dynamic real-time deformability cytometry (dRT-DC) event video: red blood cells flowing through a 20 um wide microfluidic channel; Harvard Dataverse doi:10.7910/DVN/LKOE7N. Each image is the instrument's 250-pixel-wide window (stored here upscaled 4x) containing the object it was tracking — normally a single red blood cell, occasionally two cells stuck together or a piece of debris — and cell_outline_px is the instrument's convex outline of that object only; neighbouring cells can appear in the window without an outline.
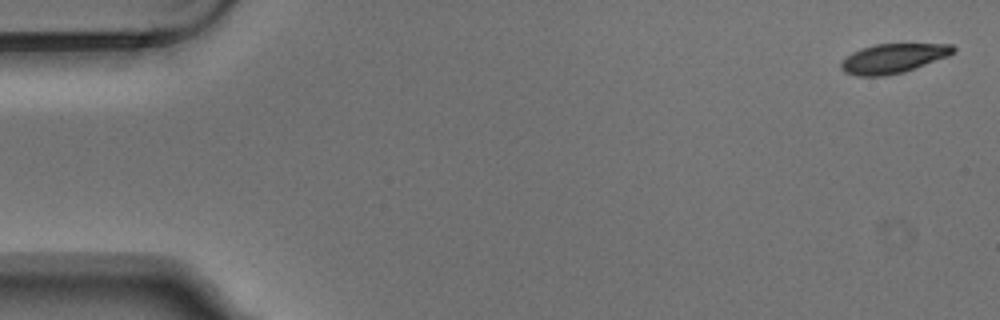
{"species": "Egyptian fruit bat (a non-hibernating species)", "species_latin": "Rousettus aegyptiacus", "temperature_condition": "warm", "stored_images_in_passage": 5, "camera_frame_rate_fps": 3000, "um_per_image_px": 0.085, "animal": {"sex": "male"}, "frame": {"image": 1, "passage_image": 1, "time_ms": 0.0, "image_size_px": [1000, 320], "cell_outline_px": [[956, 52], [948, 56], [904, 72], [884, 76], [856, 76], [844, 72], [840, 68], [840, 64], [852, 52], [876, 44], [952, 44], [956, 48]], "centroid_in_image_um": [75.94, 4.97], "position_along_channel_um": 9.1, "area_um2": 19.13}}
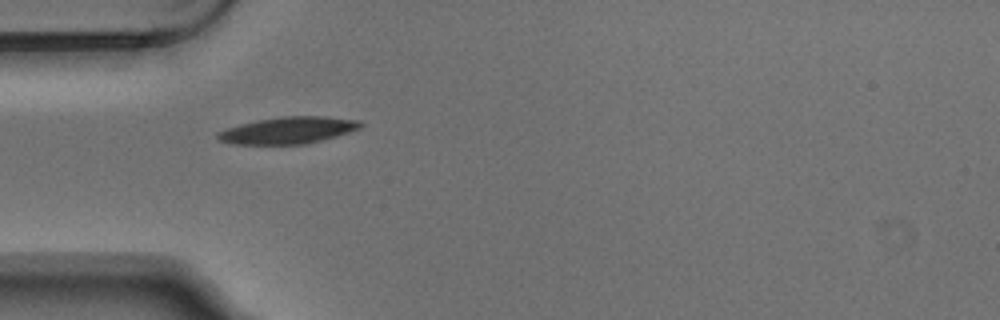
{"frame": {"image": 2, "passage_image": 5, "time_ms": 1.333, "image_size_px": [1000, 320], "cell_outline_px": [[364, 124], [360, 128], [336, 136], [304, 144], [232, 144], [220, 140], [216, 136], [216, 132], [240, 124], [280, 116], [324, 116], [360, 120]], "centroid_in_image_um": [24.5, 11.07], "position_along_channel_um": 60.5, "area_um2": 22.14}}